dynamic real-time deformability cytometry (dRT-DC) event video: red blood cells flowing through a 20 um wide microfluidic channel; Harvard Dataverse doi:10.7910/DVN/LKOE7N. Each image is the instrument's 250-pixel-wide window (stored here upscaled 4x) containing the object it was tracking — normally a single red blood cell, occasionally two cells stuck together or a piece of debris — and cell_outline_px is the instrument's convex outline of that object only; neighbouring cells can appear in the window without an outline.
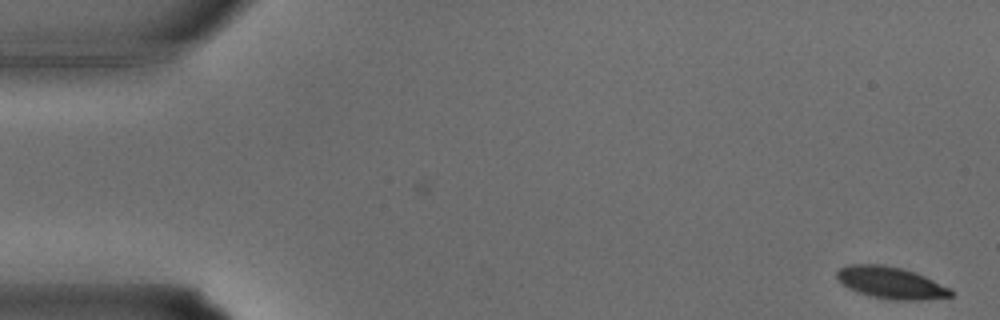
{"species": "common noctule bat (a hibernating species)", "species_latin": "Nyctalus noctula", "temperature_condition": "warm", "stored_images_in_passage": 34, "camera_frame_rate_fps": 3000, "um_per_image_px": 0.085, "animal": {"sex": "male", "body_mass_g": 15.6}, "frame": {"image": 1, "passage_image": 1, "time_ms": 0.0, "image_size_px": [1000, 320], "cell_outline_px": [[952, 296], [920, 300], [896, 300], [872, 296], [856, 292], [848, 288], [836, 276], [836, 272], [840, 268], [848, 264], [884, 264], [916, 272], [952, 288]], "centroid_in_image_um": [75.74, 24.02], "position_along_channel_um": 9.3, "area_um2": 21.15}}
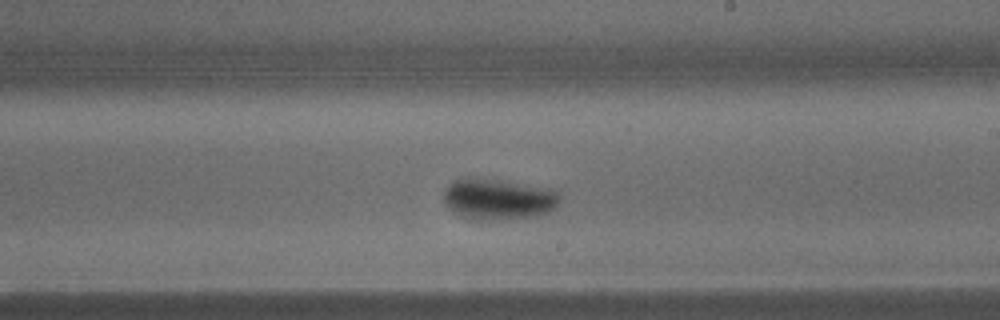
{"frame": {"image": 2, "passage_image": 20, "time_ms": 6.333, "image_size_px": [1000, 320], "cell_outline_px": [[560, 200], [548, 212], [536, 216], [488, 220], [476, 220], [464, 216], [456, 212], [444, 200], [444, 188], [456, 180], [468, 176], [556, 188], [560, 196]], "centroid_in_image_um": [42.4, 16.9], "position_along_channel_um": 246.6, "area_um2": 27.57}}
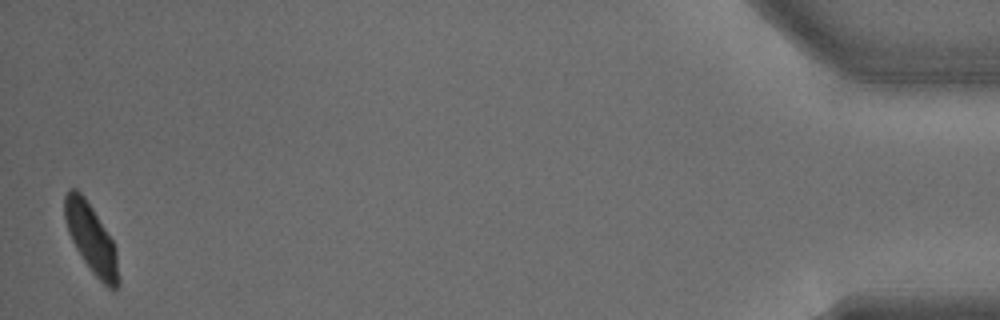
{"frame": {"image": 3, "passage_image": 34, "time_ms": 11.0, "image_size_px": [1000, 320], "cell_outline_px": [[120, 284], [116, 288], [108, 288], [92, 272], [76, 248], [68, 232], [64, 216], [64, 196], [68, 188], [76, 188], [84, 196], [92, 208], [112, 240], [116, 248], [120, 280]], "centroid_in_image_um": [7.75, 20.27], "position_along_channel_um": 427.4, "area_um2": 21.44}}